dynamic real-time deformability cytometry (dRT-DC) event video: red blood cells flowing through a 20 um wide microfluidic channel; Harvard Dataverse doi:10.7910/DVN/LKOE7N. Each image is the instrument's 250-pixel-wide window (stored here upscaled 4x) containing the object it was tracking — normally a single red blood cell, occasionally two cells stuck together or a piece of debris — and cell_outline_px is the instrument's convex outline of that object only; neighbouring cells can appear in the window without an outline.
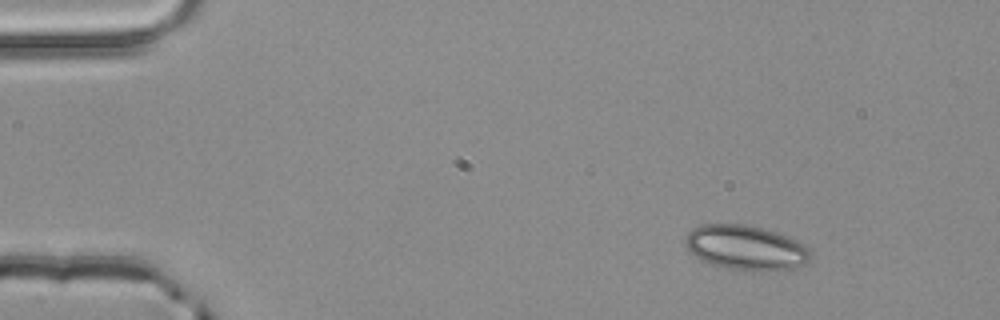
{"species": "common noctule bat (a hibernating species)", "species_latin": "Nyctalus noctula", "temperature_condition": "room temperature", "stored_images_in_passage": 4, "camera_frame_rate_fps": 3000, "um_per_image_px": 0.085, "animal": {"sex": "male", "body_mass_g": 20.4}, "frame": {"image": 1, "passage_image": 2, "time_ms": 0.333, "image_size_px": [1000, 320], "cell_outline_px": [[808, 260], [804, 264], [792, 268], [764, 272], [760, 272], [728, 268], [712, 264], [696, 256], [684, 244], [684, 236], [692, 228], [704, 224], [744, 224], [764, 228], [776, 232], [796, 240], [804, 244], [808, 248]], "centroid_in_image_um": [63.37, 21.04], "position_along_channel_um": 21.6, "area_um2": 32.48}}